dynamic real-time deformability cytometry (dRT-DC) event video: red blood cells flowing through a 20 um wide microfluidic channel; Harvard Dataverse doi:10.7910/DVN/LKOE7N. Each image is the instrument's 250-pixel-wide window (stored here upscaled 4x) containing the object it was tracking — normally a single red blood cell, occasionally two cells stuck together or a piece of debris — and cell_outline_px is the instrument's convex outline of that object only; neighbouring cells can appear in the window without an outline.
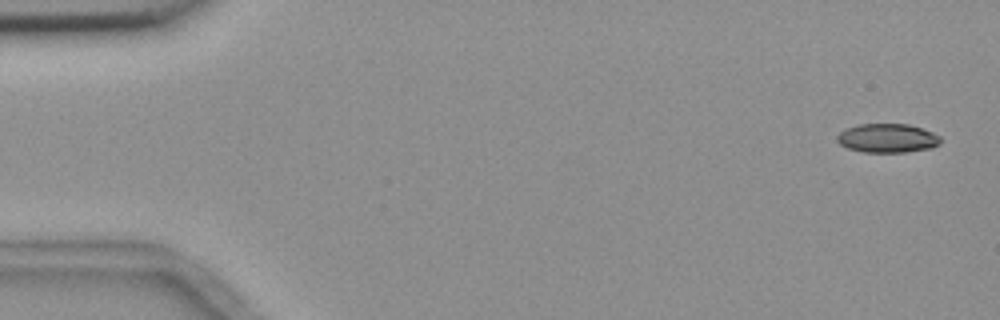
{"species": "common noctule bat (a hibernating species)", "species_latin": "Nyctalus noctula", "temperature_condition": "room temperature", "stored_images_in_passage": 5, "camera_frame_rate_fps": 3000, "um_per_image_px": 0.085, "animal": {"sex": "female", "body_mass_g": 18.4}, "frame": {"image": 1, "passage_image": 1, "time_ms": 0.0, "image_size_px": [1000, 320], "cell_outline_px": [[940, 144], [932, 148], [904, 152], [864, 152], [848, 148], [840, 144], [836, 140], [836, 136], [844, 128], [856, 124], [908, 124], [932, 132], [940, 136]], "centroid_in_image_um": [75.4, 11.74], "position_along_channel_um": 9.6, "area_um2": 17.51}}
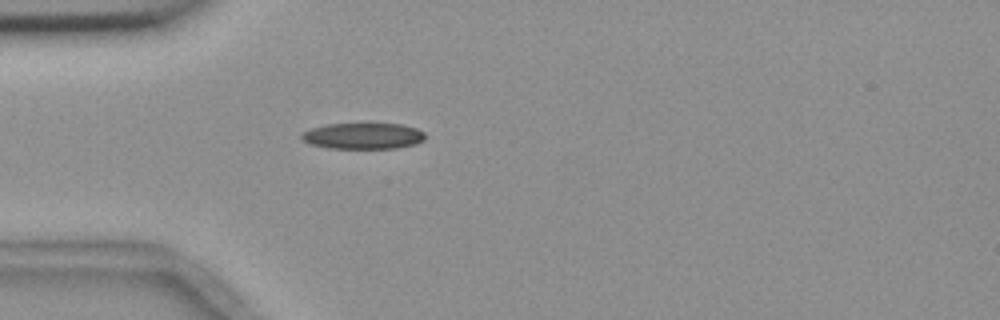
{"frame": {"image": 2, "passage_image": 5, "time_ms": 4.667, "image_size_px": [1000, 320], "cell_outline_px": [[424, 140], [416, 144], [396, 148], [328, 148], [312, 144], [304, 140], [300, 136], [300, 132], [324, 124], [368, 120], [400, 124], [416, 128], [424, 132]], "centroid_in_image_um": [30.86, 11.49], "position_along_channel_um": 54.1, "area_um2": 19.83}}